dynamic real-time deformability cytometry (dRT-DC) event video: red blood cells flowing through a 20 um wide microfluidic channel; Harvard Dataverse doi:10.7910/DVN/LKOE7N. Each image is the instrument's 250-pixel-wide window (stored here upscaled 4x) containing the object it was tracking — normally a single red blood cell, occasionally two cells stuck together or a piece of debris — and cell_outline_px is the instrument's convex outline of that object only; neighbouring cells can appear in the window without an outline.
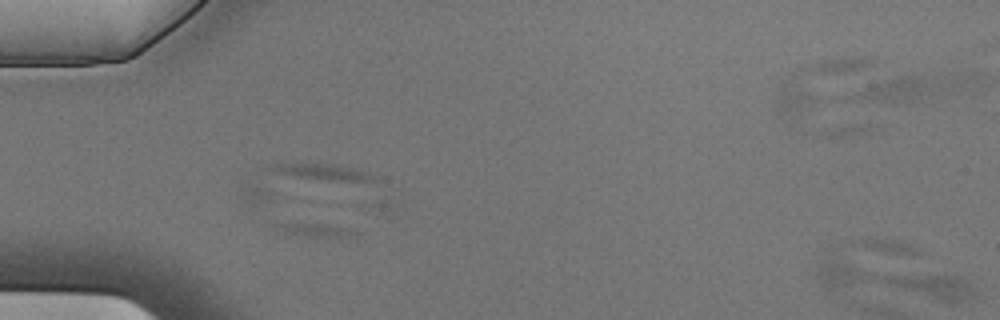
{"species": "Egyptian fruit bat (a non-hibernating species)", "species_latin": "Rousettus aegyptiacus", "temperature_condition": "cold", "stored_images_in_passage": 2, "camera_frame_rate_fps": 3000, "um_per_image_px": 0.085, "animal": {"sex": "male"}, "frame": {"image": 1, "passage_image": 2, "time_ms": 0.333, "image_size_px": [1000, 320], "cell_outline_px": [[976, 300], [968, 304], [956, 304], [940, 300], [880, 280], [884, 276], [960, 276], [972, 284], [976, 292]], "centroid_in_image_um": [79.69, 24.43], "position_along_channel_um": 5.3, "area_um2": 12.25}}